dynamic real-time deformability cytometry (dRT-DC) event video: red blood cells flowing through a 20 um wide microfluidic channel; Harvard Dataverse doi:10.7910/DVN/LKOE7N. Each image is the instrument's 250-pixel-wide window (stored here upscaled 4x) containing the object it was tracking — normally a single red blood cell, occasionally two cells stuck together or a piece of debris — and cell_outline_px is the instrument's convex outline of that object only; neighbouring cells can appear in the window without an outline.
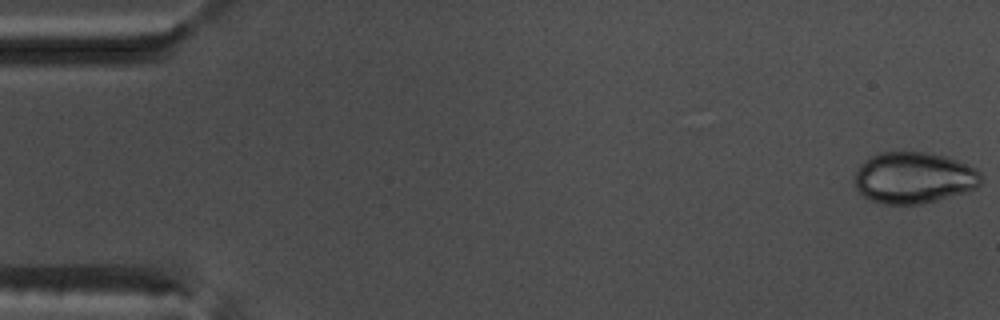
{"species": "common noctule bat (a hibernating species)", "species_latin": "Nyctalus noctula", "temperature_condition": "warm", "stored_images_in_passage": 55, "camera_frame_rate_fps": 3000, "um_per_image_px": 0.085, "animal": {"sex": "male", "body_mass_g": 17.5, "forearm_length_mm": 52.3}, "frame": {"image": 1, "passage_image": 1, "time_ms": 0.0, "image_size_px": [1000, 320], "cell_outline_px": [[984, 180], [976, 188], [968, 192], [920, 204], [880, 204], [864, 196], [856, 188], [852, 180], [860, 164], [864, 160], [880, 152], [932, 152], [968, 164], [976, 168], [980, 172]], "centroid_in_image_um": [77.69, 15.11], "position_along_channel_um": 7.3, "area_um2": 38.32}}
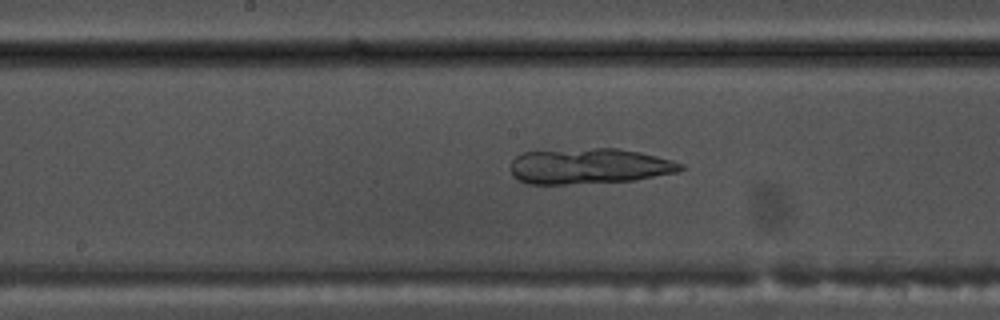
{"frame": {"image": 2, "passage_image": 28, "time_ms": 9.0, "image_size_px": [1000, 320], "cell_outline_px": [[684, 168], [676, 172], [632, 180], [564, 184], [528, 184], [512, 176], [512, 160], [516, 156], [524, 152], [592, 148], [620, 148], [640, 152], [672, 160], [684, 164]], "centroid_in_image_um": [50.08, 14.11], "position_along_channel_um": 198.1, "area_um2": 34.97}}
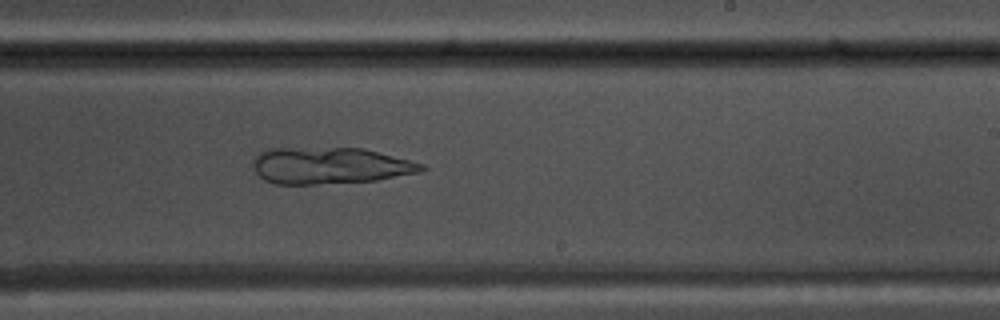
{"frame": {"image": 3, "passage_image": 33, "time_ms": 10.667, "image_size_px": [1000, 320], "cell_outline_px": [[428, 168], [420, 172], [376, 180], [316, 184], [276, 184], [264, 180], [256, 172], [252, 164], [252, 160], [260, 152], [272, 148], [364, 148], [424, 164]], "centroid_in_image_um": [28.04, 14.08], "position_along_channel_um": 261.0, "area_um2": 35.84}}